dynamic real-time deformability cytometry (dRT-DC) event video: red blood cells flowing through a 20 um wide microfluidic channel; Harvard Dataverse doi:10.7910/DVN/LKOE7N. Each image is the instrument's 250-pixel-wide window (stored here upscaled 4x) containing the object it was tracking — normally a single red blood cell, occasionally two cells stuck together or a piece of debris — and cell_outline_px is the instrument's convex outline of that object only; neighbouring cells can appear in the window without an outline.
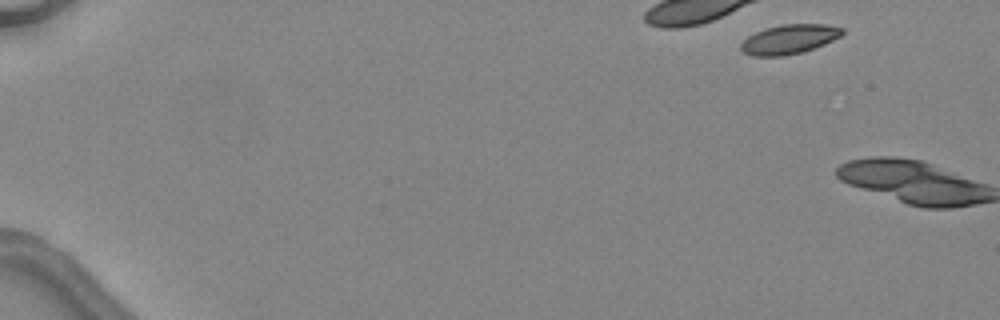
{"species": "common noctule bat (a hibernating species)", "species_latin": "Nyctalus noctula", "temperature_condition": "warm", "stored_images_in_passage": 2, "camera_frame_rate_fps": 3000, "um_per_image_px": 0.085, "animal": {"sex": "female", "body_mass_g": 24.6, "forearm_length_mm": 56.2}, "frame": {"image": 1, "passage_image": 1, "time_ms": 0.0, "image_size_px": [1000, 320], "cell_outline_px": [[844, 32], [840, 36], [824, 44], [804, 52], [784, 56], [752, 56], [744, 52], [740, 48], [740, 44], [748, 36], [764, 28], [780, 24], [824, 24], [844, 28]], "centroid_in_image_um": [67.07, 3.33], "position_along_channel_um": 17.9, "area_um2": 17.46}}